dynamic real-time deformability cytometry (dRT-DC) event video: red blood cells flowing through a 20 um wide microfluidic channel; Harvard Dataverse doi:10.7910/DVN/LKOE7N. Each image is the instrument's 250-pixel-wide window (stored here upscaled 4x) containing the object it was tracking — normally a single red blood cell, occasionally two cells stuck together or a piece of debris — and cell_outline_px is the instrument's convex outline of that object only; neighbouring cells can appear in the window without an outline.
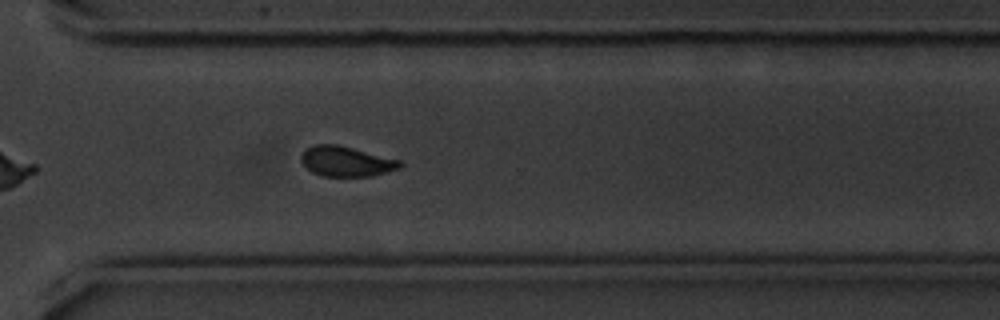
{"species": "common noctule bat (a hibernating species)", "species_latin": "Nyctalus noctula", "temperature_condition": "cold", "stored_images_in_passage": 39, "camera_frame_rate_fps": 3000, "um_per_image_px": 0.085, "animal": {"sex": "male", "body_mass_g": 20.1, "forearm_length_mm": 53.5}, "frame": {"image": 1, "passage_image": 28, "time_ms": 9.0, "image_size_px": [1000, 320], "cell_outline_px": [[404, 164], [400, 168], [372, 176], [320, 176], [312, 172], [300, 160], [300, 156], [308, 148], [316, 144], [336, 144], [400, 160]], "centroid_in_image_um": [29.43, 13.73], "position_along_channel_um": 341.2, "area_um2": 17.17}, "authors_computed_cell_mechanics": {"area_um2": 18.496, "velocity_mm_per_s": 3.5774, "shape_relaxation_time_tau1_ms": 2.87, "shape_relaxation_time_tau2_ms": 6.9997, "deformation_change_tau1": 0.0913, "deformation_change_tau2": 0.0803}}